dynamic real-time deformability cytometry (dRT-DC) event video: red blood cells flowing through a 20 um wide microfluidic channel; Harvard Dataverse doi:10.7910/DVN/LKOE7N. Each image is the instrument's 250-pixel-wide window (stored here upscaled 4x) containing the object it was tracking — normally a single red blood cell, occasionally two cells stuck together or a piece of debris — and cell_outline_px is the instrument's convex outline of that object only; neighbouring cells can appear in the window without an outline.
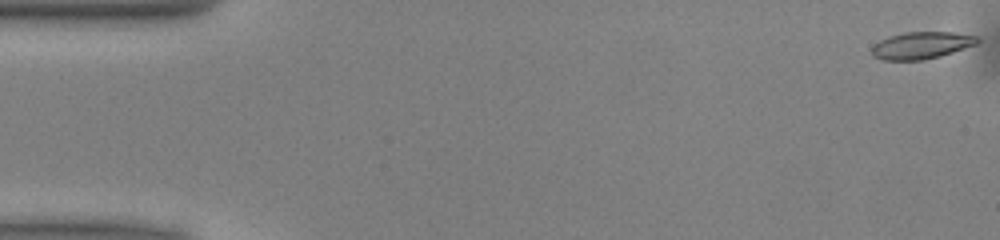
{"species": "common noctule bat (a hibernating species)", "species_latin": "Nyctalus noctula", "temperature_condition": "warm", "stored_images_in_passage": 12, "camera_frame_rate_fps": 3000, "um_per_image_px": 0.085, "animal": {"sex": "male", "body_mass_g": 13.0, "forearm_length_mm": 53.1}, "frame": {"image": 1, "passage_image": 1, "time_ms": 0.0, "image_size_px": [1000, 240], "cell_outline_px": [[980, 40], [976, 44], [940, 56], [924, 60], [884, 60], [872, 56], [872, 48], [880, 40], [888, 36], [904, 32], [952, 32], [980, 36]], "centroid_in_image_um": [78.33, 3.85], "position_along_channel_um": 6.7, "area_um2": 16.65}}